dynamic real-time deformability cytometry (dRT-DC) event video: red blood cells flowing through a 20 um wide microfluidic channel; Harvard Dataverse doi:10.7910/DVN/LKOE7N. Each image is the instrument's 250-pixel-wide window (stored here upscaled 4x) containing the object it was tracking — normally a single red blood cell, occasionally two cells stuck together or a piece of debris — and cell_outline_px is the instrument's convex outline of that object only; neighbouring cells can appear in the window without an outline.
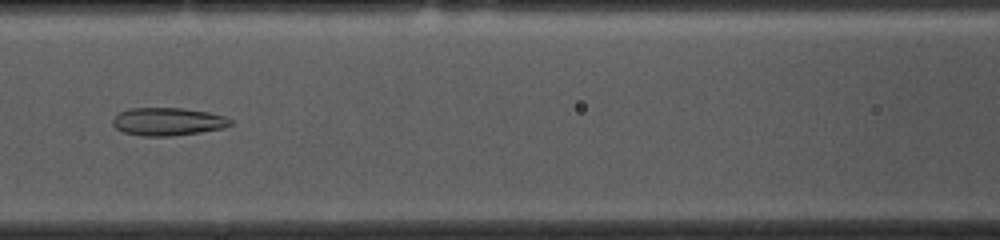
{"species": "common noctule bat (a hibernating species)", "species_latin": "Nyctalus noctula", "temperature_condition": "cold", "stored_images_in_passage": 47, "camera_frame_rate_fps": 3000, "um_per_image_px": 0.085, "animal": {"sex": "female", "body_mass_g": 10.0, "forearm_length_mm": 53.1}, "frame": {"image": 1, "passage_image": 22, "time_ms": 7.0, "image_size_px": [1000, 240], "cell_outline_px": [[232, 124], [224, 128], [200, 132], [172, 136], [140, 136], [124, 132], [116, 128], [112, 124], [112, 120], [120, 112], [128, 108], [184, 108], [208, 112], [228, 116], [232, 120]], "centroid_in_image_um": [14.3, 10.33], "position_along_channel_um": 152.3, "area_um2": 19.31}}
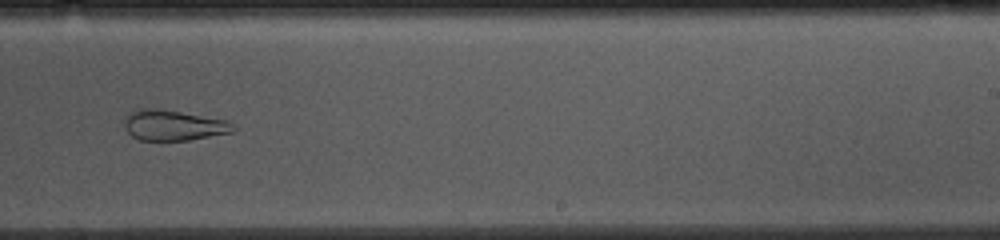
{"frame": {"image": 2, "passage_image": 32, "time_ms": 10.333, "image_size_px": [1000, 240], "cell_outline_px": [[236, 128], [232, 132], [188, 140], [140, 140], [132, 136], [124, 128], [124, 120], [136, 108], [156, 108], [228, 120], [236, 124]], "centroid_in_image_um": [14.76, 10.64], "position_along_channel_um": 274.2, "area_um2": 19.31}}
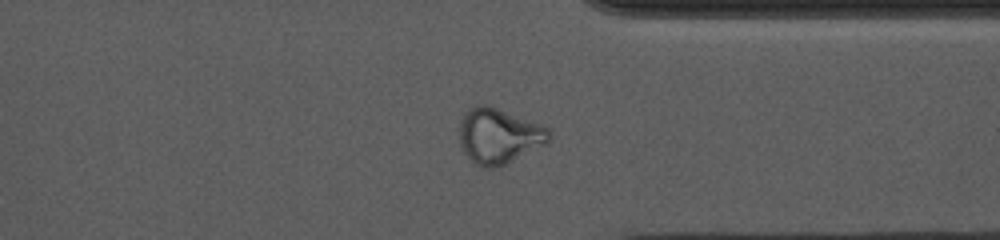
{"frame": {"image": 3, "passage_image": 40, "time_ms": 13.0, "image_size_px": [1000, 240], "cell_outline_px": [[552, 140], [548, 144], [496, 168], [488, 168], [476, 164], [464, 152], [460, 144], [460, 120], [464, 112], [468, 108], [476, 104], [484, 104], [496, 108], [540, 124], [548, 128], [552, 132]], "centroid_in_image_um": [42.43, 11.55], "position_along_channel_um": 369.0, "area_um2": 29.02}, "authors_computed_cell_mechanics": {"area_um2": 23.5824, "velocity_mm_per_s": 3.6701, "shape_relaxation_time_tau1_ms": null, "shape_relaxation_time_tau2_ms": 2.4341, "deformation_change_tau1": null, "deformation_change_tau2": 0.1059}}